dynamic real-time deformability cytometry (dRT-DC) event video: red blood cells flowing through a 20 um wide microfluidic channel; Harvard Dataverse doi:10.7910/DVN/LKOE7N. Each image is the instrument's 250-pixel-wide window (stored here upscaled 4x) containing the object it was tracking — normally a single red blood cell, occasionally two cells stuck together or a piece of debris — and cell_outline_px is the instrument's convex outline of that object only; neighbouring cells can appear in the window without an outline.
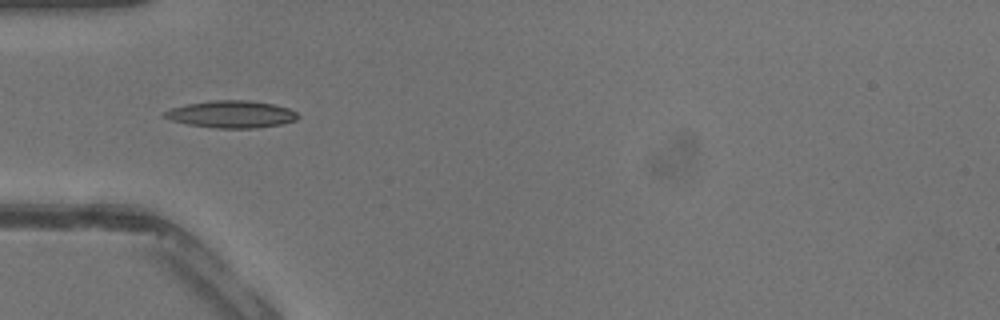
{"species": "common noctule bat (a hibernating species)", "species_latin": "Nyctalus noctula", "temperature_condition": "warm", "stored_images_in_passage": 20, "camera_frame_rate_fps": 3000, "um_per_image_px": 0.085, "animal": {"sex": "male", "body_mass_g": 13.3}, "frame": {"image": 1, "passage_image": 6, "time_ms": 1.667, "image_size_px": [1000, 320], "cell_outline_px": [[300, 116], [296, 120], [280, 124], [256, 128], [216, 128], [188, 124], [172, 120], [164, 116], [164, 112], [172, 108], [188, 104], [216, 100], [248, 100], [272, 104], [288, 108], [296, 112]], "centroid_in_image_um": [19.71, 9.71], "position_along_channel_um": 65.3, "area_um2": 20.81}}
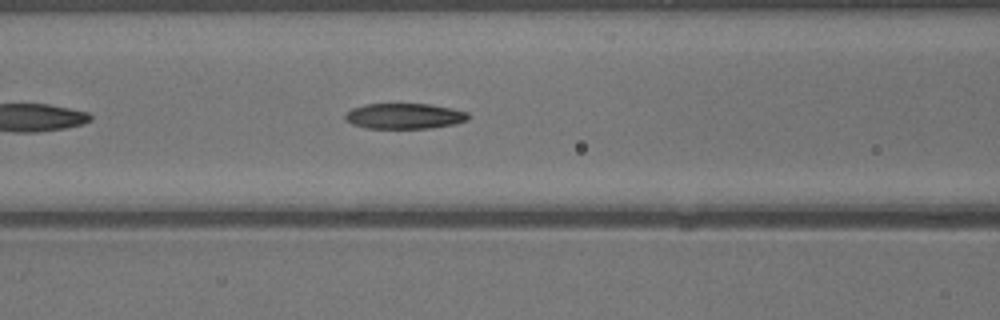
{"frame": {"image": 2, "passage_image": 10, "time_ms": 3.0, "image_size_px": [1000, 320], "cell_outline_px": [[472, 116], [468, 120], [456, 124], [432, 128], [364, 128], [352, 124], [344, 120], [344, 116], [352, 108], [364, 104], [432, 104], [452, 108], [468, 112]], "centroid_in_image_um": [34.41, 9.87], "position_along_channel_um": 132.2, "area_um2": 18.61}}
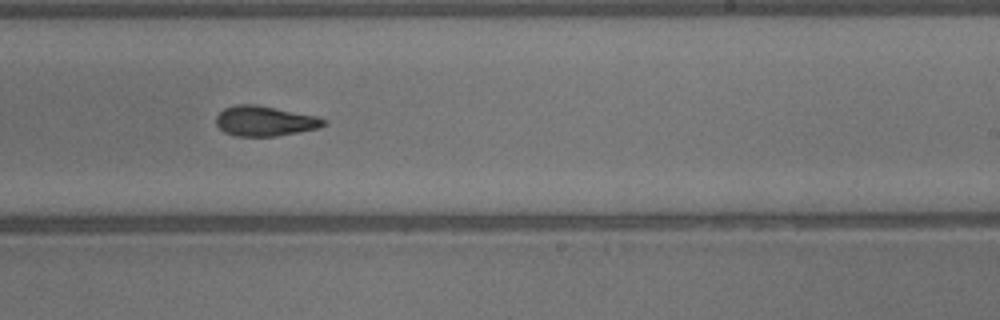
{"frame": {"image": 3, "passage_image": 18, "time_ms": 5.667, "image_size_px": [1000, 320], "cell_outline_px": [[328, 120], [320, 128], [276, 136], [236, 136], [224, 132], [216, 124], [216, 116], [224, 108], [236, 104], [256, 104], [320, 116]], "centroid_in_image_um": [22.54, 10.27], "position_along_channel_um": 266.5, "area_um2": 19.07}}